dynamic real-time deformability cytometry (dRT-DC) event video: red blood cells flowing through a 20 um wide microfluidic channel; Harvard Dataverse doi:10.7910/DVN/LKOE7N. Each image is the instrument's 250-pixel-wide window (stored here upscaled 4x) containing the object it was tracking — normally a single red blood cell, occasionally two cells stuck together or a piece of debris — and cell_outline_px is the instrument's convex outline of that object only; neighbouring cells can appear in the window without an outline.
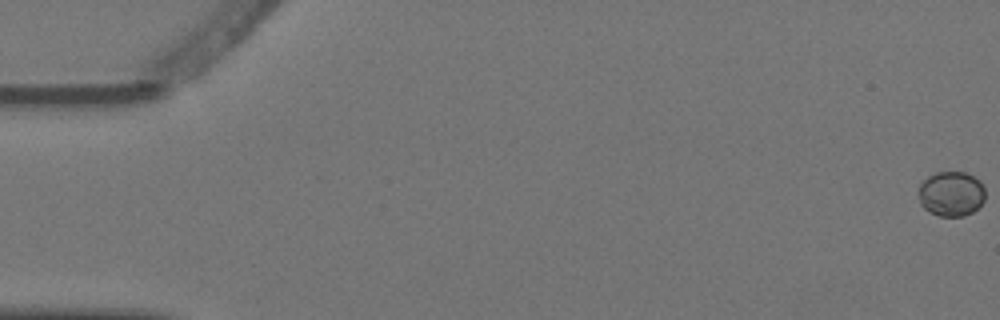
{"species": "Egyptian fruit bat (a non-hibernating species)", "species_latin": "Rousettus aegyptiacus", "temperature_condition": "warm", "stored_images_in_passage": 5, "camera_frame_rate_fps": 3000, "um_per_image_px": 0.085, "animal": {"sex": "female"}, "frame": {"image": 1, "passage_image": 1, "time_ms": 0.0, "image_size_px": [1000, 320], "cell_outline_px": [[984, 200], [972, 212], [964, 216], [940, 216], [928, 212], [920, 204], [916, 192], [920, 184], [928, 176], [936, 172], [964, 172], [980, 180], [984, 188]], "centroid_in_image_um": [80.81, 16.47], "position_along_channel_um": 4.2, "area_um2": 17.63}}
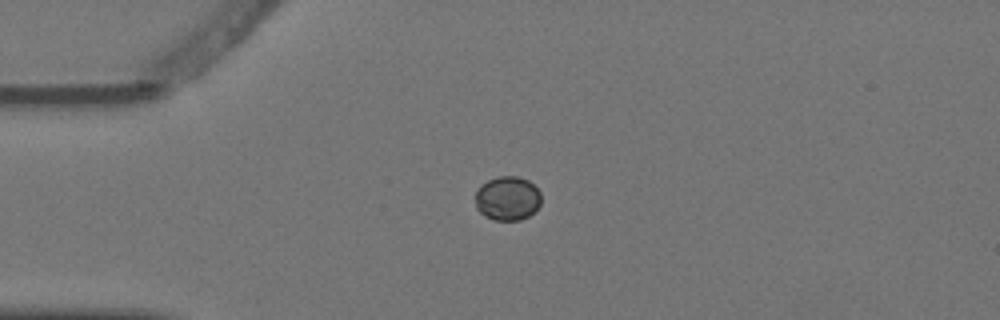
{"frame": {"image": 2, "passage_image": 5, "time_ms": 1.333, "image_size_px": [1000, 320], "cell_outline_px": [[540, 204], [528, 216], [520, 220], [496, 220], [484, 216], [476, 208], [476, 188], [480, 184], [488, 180], [500, 176], [520, 176], [528, 180], [540, 192]], "centroid_in_image_um": [43.11, 16.85], "position_along_channel_um": 41.9, "area_um2": 16.94}}